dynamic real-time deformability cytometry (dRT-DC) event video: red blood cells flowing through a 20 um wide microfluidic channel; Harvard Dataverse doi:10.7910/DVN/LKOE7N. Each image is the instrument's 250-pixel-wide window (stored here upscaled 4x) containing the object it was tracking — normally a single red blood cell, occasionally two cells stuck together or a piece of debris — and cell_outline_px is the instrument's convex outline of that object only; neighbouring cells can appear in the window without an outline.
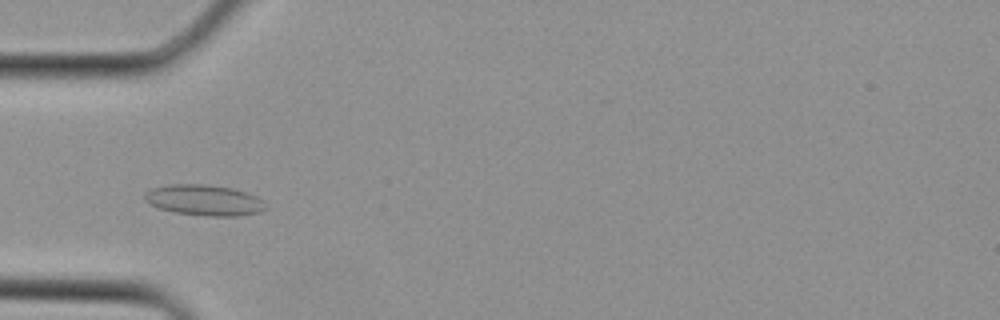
{"species": "Egyptian fruit bat (a non-hibernating species)", "species_latin": "Rousettus aegyptiacus", "temperature_condition": "cold", "stored_images_in_passage": 3, "camera_frame_rate_fps": 3000, "um_per_image_px": 0.085, "animal": {"sex": "female"}, "frame": {"image": 1, "passage_image": 3, "time_ms": 0.667, "image_size_px": [1000, 320], "cell_outline_px": [[264, 208], [260, 212], [240, 216], [204, 216], [176, 212], [160, 208], [148, 204], [144, 200], [144, 192], [152, 188], [168, 184], [204, 184], [232, 188], [248, 192], [256, 196], [260, 200]], "centroid_in_image_um": [17.3, 17.01], "position_along_channel_um": 67.7, "area_um2": 21.68}}